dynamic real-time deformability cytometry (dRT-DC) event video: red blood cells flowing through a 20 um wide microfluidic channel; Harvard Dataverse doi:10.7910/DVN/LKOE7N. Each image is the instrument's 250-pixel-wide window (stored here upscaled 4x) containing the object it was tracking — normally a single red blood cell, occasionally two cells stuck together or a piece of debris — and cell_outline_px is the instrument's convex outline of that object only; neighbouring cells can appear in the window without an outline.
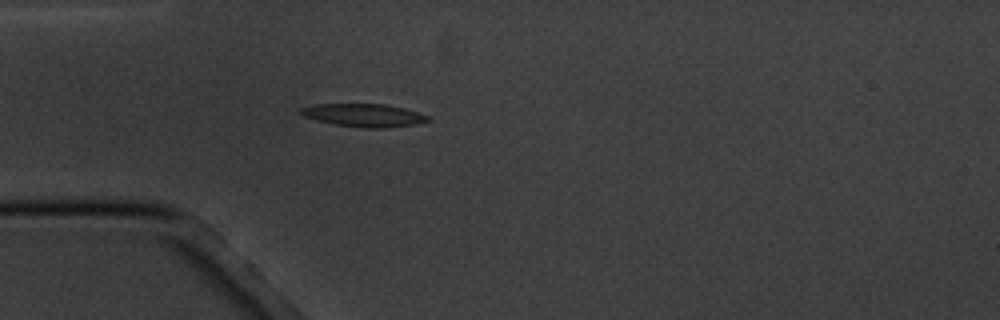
{"species": "common noctule bat (a hibernating species)", "species_latin": "Nyctalus noctula", "temperature_condition": "cold", "stored_images_in_passage": 3, "camera_frame_rate_fps": 3000, "um_per_image_px": 0.085, "animal": {"sex": "male", "body_mass_g": 20.1, "forearm_length_mm": 53.5}, "frame": {"image": 1, "passage_image": 3, "time_ms": 3.333, "image_size_px": [1000, 320], "cell_outline_px": [[432, 120], [416, 124], [384, 128], [364, 128], [336, 124], [316, 120], [304, 116], [300, 112], [300, 108], [316, 104], [384, 104], [404, 108], [428, 116]], "centroid_in_image_um": [30.94, 9.79], "position_along_channel_um": 54.1, "area_um2": 16.88}}